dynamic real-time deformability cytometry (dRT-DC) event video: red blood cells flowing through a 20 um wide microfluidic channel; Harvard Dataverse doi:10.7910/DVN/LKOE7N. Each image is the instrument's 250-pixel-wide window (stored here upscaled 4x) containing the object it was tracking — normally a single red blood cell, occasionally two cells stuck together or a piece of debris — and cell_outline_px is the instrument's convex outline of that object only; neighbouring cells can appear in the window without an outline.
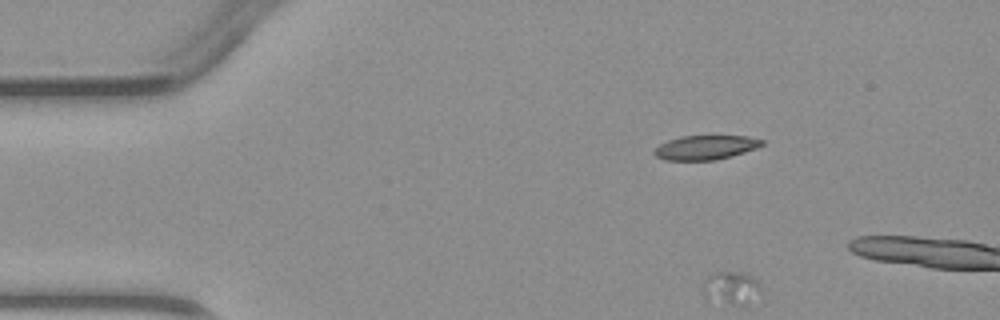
{"species": "common noctule bat (a hibernating species)", "species_latin": "Nyctalus noctula", "temperature_condition": "warm", "stored_images_in_passage": 3, "camera_frame_rate_fps": 3000, "um_per_image_px": 0.085, "animal": {"sex": "male", "body_mass_g": 23.1, "forearm_length_mm": 52.7}, "frame": {"image": 1, "passage_image": 1, "time_ms": 0.0, "image_size_px": [1000, 320], "cell_outline_px": [[764, 144], [756, 148], [732, 156], [716, 160], [664, 160], [656, 156], [652, 152], [660, 144], [668, 140], [680, 136], [748, 136], [764, 140]], "centroid_in_image_um": [59.97, 12.53], "position_along_channel_um": 25.0, "area_um2": 15.26}}